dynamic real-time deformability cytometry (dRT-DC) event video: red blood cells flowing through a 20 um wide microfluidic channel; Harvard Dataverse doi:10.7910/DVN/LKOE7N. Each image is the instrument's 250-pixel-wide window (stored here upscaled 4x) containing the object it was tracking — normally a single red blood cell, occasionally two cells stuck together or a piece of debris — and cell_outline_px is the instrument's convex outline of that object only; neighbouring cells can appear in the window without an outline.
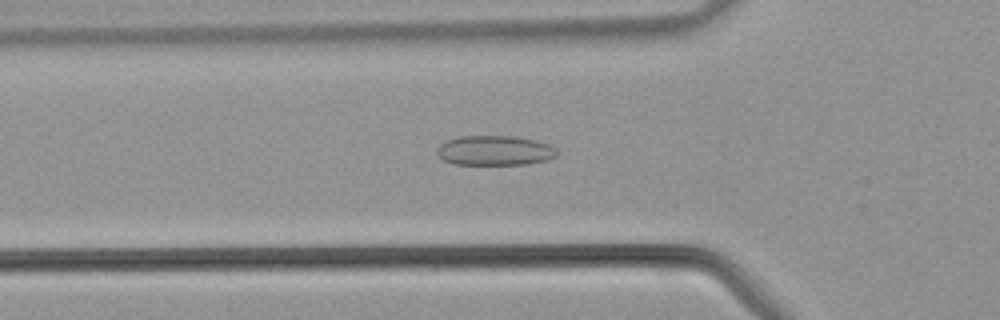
{"species": "common noctule bat (a hibernating species)", "species_latin": "Nyctalus noctula", "temperature_condition": "warm", "stored_images_in_passage": 35, "camera_frame_rate_fps": 3000, "um_per_image_px": 0.085, "animal": {"sex": "male", "body_mass_g": 21.5, "forearm_length_mm": 52.0}, "frame": {"image": 1, "passage_image": 10, "time_ms": 3.0, "image_size_px": [1000, 320], "cell_outline_px": [[556, 156], [548, 160], [528, 164], [452, 164], [444, 160], [436, 152], [440, 144], [444, 140], [460, 136], [512, 136], [536, 140], [548, 144], [556, 148]], "centroid_in_image_um": [42.04, 12.79], "position_along_channel_um": 83.8, "area_um2": 20.87}}
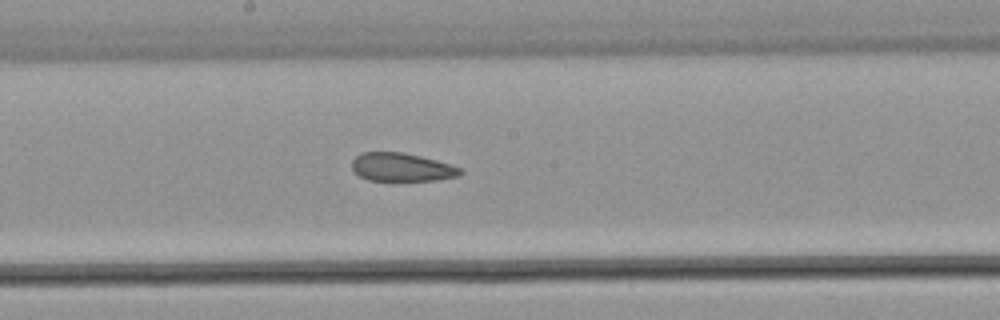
{"frame": {"image": 2, "passage_image": 18, "time_ms": 5.667, "image_size_px": [1000, 320], "cell_outline_px": [[464, 172], [460, 176], [436, 180], [368, 180], [360, 176], [352, 168], [352, 160], [360, 152], [404, 152], [436, 160], [464, 168]], "centroid_in_image_um": [34.19, 14.2], "position_along_channel_um": 214.0, "area_um2": 17.98}}
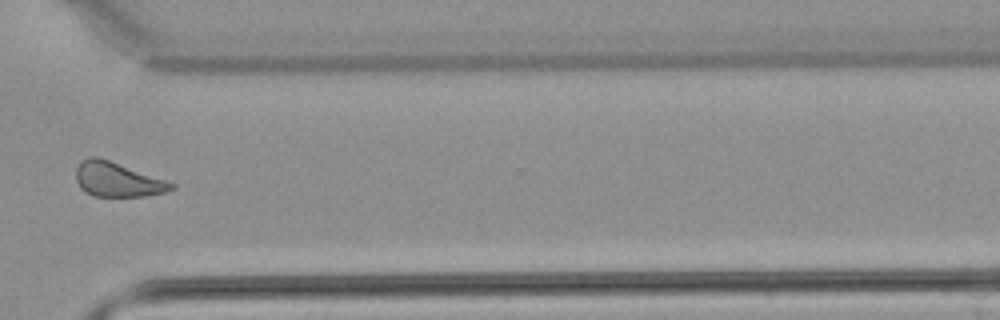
{"frame": {"image": 3, "passage_image": 27, "time_ms": 8.667, "image_size_px": [1000, 320], "cell_outline_px": [[176, 188], [164, 192], [144, 196], [92, 196], [80, 188], [76, 180], [76, 168], [80, 160], [88, 156], [96, 156], [108, 160], [176, 184]], "centroid_in_image_um": [9.93, 15.26], "position_along_channel_um": 360.7, "area_um2": 19.02}}